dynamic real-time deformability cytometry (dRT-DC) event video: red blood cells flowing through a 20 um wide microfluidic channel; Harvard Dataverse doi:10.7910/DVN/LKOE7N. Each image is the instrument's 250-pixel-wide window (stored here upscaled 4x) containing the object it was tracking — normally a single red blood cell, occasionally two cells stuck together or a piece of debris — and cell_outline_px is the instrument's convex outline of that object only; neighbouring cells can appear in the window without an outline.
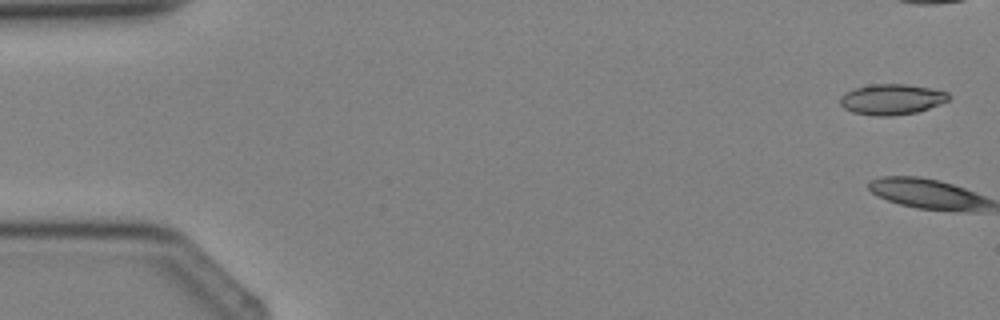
{"species": "Egyptian fruit bat (a non-hibernating species)", "species_latin": "Rousettus aegyptiacus", "temperature_condition": "cold", "stored_images_in_passage": 4, "camera_frame_rate_fps": 3000, "um_per_image_px": 0.085, "animal": {"sex": "female"}, "frame": {"image": 1, "passage_image": 1, "time_ms": 0.0, "image_size_px": [1000, 320], "cell_outline_px": [[952, 96], [948, 100], [940, 104], [916, 112], [892, 116], [876, 116], [852, 112], [844, 108], [840, 104], [840, 96], [844, 92], [856, 88], [872, 84], [908, 84], [948, 92]], "centroid_in_image_um": [75.78, 8.44], "position_along_channel_um": 9.2, "area_um2": 19.36}}